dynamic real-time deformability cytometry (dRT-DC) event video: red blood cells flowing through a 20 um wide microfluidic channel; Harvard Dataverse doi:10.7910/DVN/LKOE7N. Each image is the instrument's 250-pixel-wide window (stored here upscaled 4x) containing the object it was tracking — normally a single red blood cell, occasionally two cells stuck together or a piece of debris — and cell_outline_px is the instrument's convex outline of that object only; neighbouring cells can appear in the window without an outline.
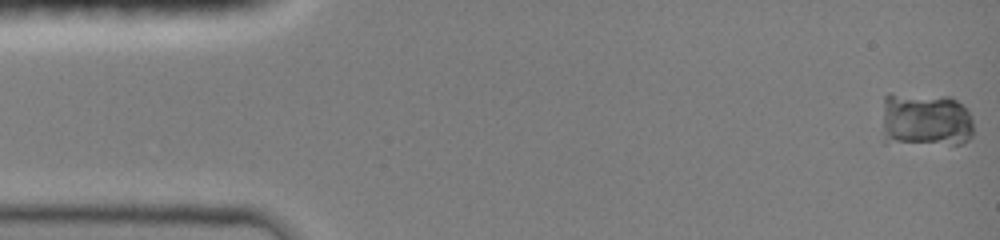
{"species": "common noctule bat (a hibernating species)", "species_latin": "Nyctalus noctula", "temperature_condition": "room temperature", "stored_images_in_passage": 47, "camera_frame_rate_fps": 3000, "um_per_image_px": 0.085, "animal": {"sex": "female", "body_mass_g": 19.0, "forearm_length_mm": 51.5}, "frame": {"image": 1, "passage_image": 1, "time_ms": 0.0, "image_size_px": [1000, 240], "cell_outline_px": [[972, 136], [964, 144], [884, 144], [884, 96], [888, 92], [892, 92], [952, 96], [964, 104], [972, 120]], "centroid_in_image_um": [78.66, 10.17], "position_along_channel_um": 6.3, "area_um2": 30.06}}
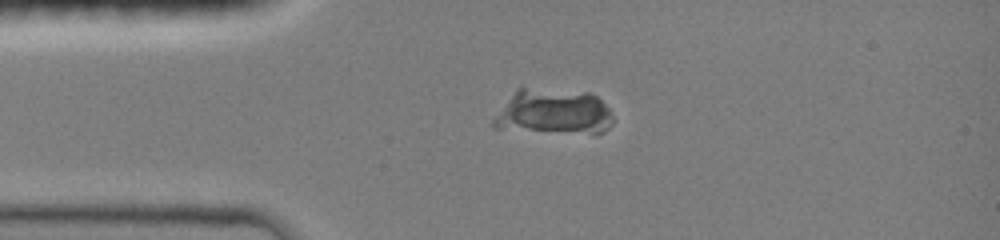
{"frame": {"image": 2, "passage_image": 11, "time_ms": 3.333, "image_size_px": [1000, 240], "cell_outline_px": [[612, 124], [604, 132], [592, 132], [492, 128], [492, 120], [516, 88], [524, 88], [588, 92], [596, 96], [608, 108], [612, 116]], "centroid_in_image_um": [47.03, 9.48], "position_along_channel_um": 38.0, "area_um2": 30.52}}
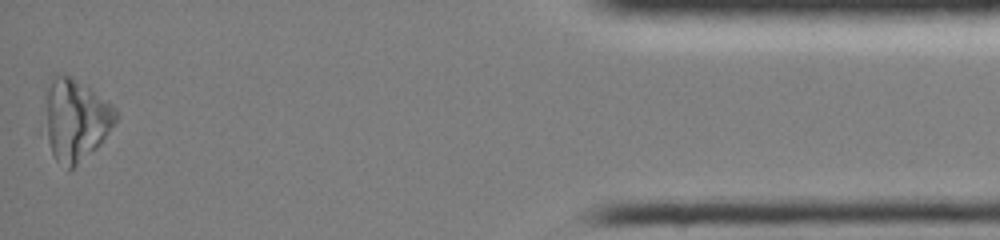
{"frame": {"image": 3, "passage_image": 47, "time_ms": 15.333, "image_size_px": [1000, 240], "cell_outline_px": [[120, 116], [100, 144], [96, 148], [68, 172], [56, 160], [52, 152], [48, 140], [44, 96], [44, 92], [52, 80], [56, 76], [64, 72], [72, 76], [112, 104], [120, 112]], "centroid_in_image_um": [6.45, 10.17], "position_along_channel_um": 428.8, "area_um2": 33.87}}